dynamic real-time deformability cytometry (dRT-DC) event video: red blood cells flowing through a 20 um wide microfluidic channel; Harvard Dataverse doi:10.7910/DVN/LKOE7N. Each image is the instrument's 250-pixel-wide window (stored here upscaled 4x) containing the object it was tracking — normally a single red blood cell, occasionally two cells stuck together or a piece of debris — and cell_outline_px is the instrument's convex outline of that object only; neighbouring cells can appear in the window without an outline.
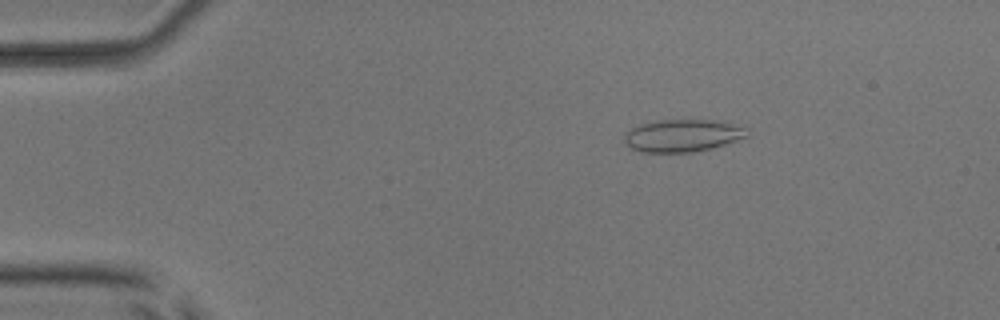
{"species": "common noctule bat (a hibernating species)", "species_latin": "Nyctalus noctula", "temperature_condition": "room temperature", "stored_images_in_passage": 53, "camera_frame_rate_fps": 3000, "um_per_image_px": 0.085, "animal": {"sex": "male", "body_mass_g": 17.9, "forearm_length_mm": 54.2}, "frame": {"image": 1, "passage_image": 9, "time_ms": 2.667, "image_size_px": [1000, 320], "cell_outline_px": [[748, 136], [712, 148], [692, 152], [640, 152], [624, 144], [624, 136], [632, 128], [640, 124], [656, 120], [724, 120], [744, 128]], "centroid_in_image_um": [57.99, 11.52], "position_along_channel_um": 27.0, "area_um2": 23.12}}
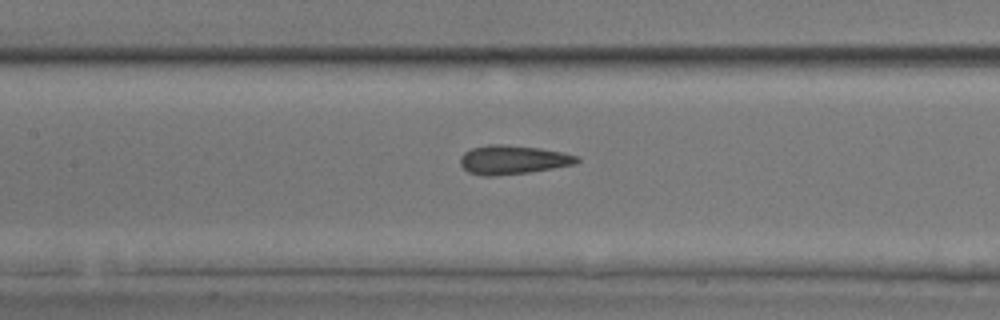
{"frame": {"image": 2, "passage_image": 25, "time_ms": 8.0, "image_size_px": [1000, 320], "cell_outline_px": [[580, 160], [576, 164], [528, 172], [496, 176], [480, 176], [468, 172], [460, 164], [460, 156], [464, 152], [472, 148], [488, 144], [504, 144], [540, 148], [560, 152], [576, 156]], "centroid_in_image_um": [43.54, 13.58], "position_along_channel_um": 163.9, "area_um2": 19.65}}
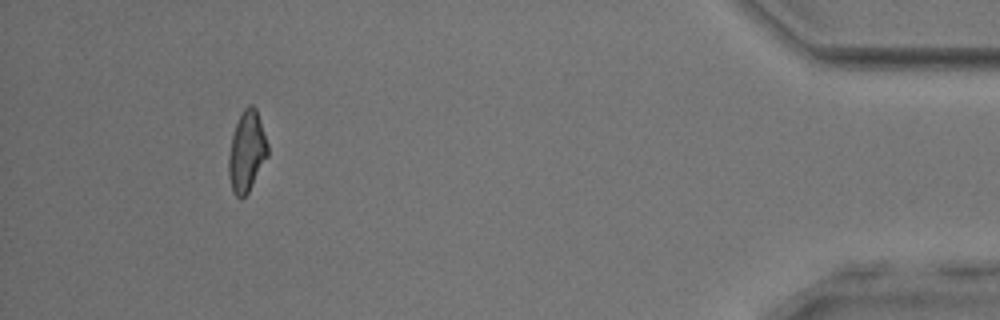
{"frame": {"image": 3, "passage_image": 49, "time_ms": 16.0, "image_size_px": [1000, 320], "cell_outline_px": [[268, 156], [248, 192], [240, 200], [232, 192], [228, 176], [228, 156], [232, 136], [236, 124], [244, 108], [248, 104], [252, 104], [256, 108], [268, 144]], "centroid_in_image_um": [20.96, 12.9], "position_along_channel_um": 414.2, "area_um2": 18.38}, "authors_computed_cell_mechanics": {"area_um2": 19.363, "velocity_mm_per_s": 3.918, "shape_relaxation_time_tau1_ms": 4.6267, "shape_relaxation_time_tau2_ms": 1.0018, "deformation_change_tau1": 0.1509, "deformation_change_tau2": 0.0944}}